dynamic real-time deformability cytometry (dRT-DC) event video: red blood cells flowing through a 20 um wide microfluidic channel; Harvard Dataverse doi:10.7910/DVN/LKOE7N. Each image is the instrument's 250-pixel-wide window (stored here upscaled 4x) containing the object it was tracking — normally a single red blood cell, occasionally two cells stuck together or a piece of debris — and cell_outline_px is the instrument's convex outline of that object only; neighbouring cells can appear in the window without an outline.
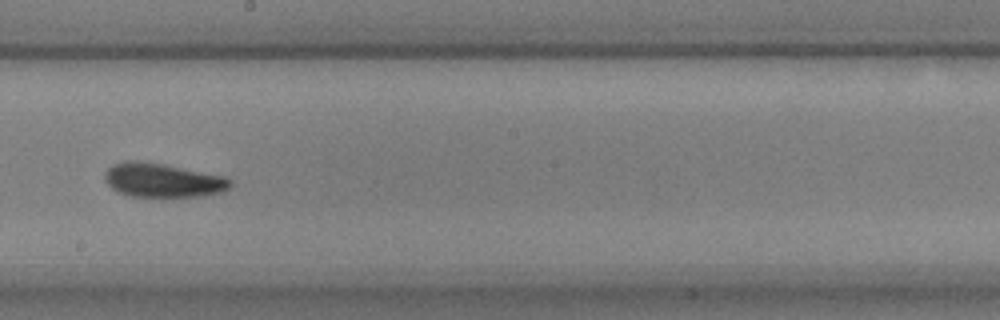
{"species": "common noctule bat (a hibernating species)", "species_latin": "Nyctalus noctula", "temperature_condition": "warm", "stored_images_in_passage": 44, "camera_frame_rate_fps": 3000, "um_per_image_px": 0.085, "animal": {"sex": "male", "body_mass_g": 17.9, "forearm_length_mm": 54.2}, "frame": {"image": 1, "passage_image": 31, "time_ms": 10.0, "image_size_px": [1000, 320], "cell_outline_px": [[232, 184], [224, 192], [204, 196], [132, 196], [120, 192], [112, 188], [104, 180], [104, 172], [112, 164], [124, 160], [132, 160], [164, 164], [224, 176], [232, 180]], "centroid_in_image_um": [13.83, 15.31], "position_along_channel_um": 234.4, "area_um2": 24.85}}
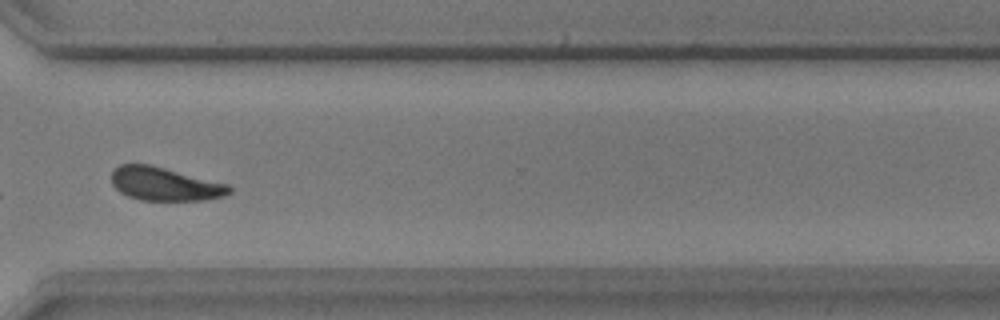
{"frame": {"image": 2, "passage_image": 41, "time_ms": 13.333, "image_size_px": [1000, 320], "cell_outline_px": [[232, 192], [224, 196], [208, 200], [140, 200], [128, 196], [120, 192], [112, 184], [112, 168], [120, 164], [152, 164], [228, 184], [232, 188]], "centroid_in_image_um": [14.01, 15.63], "position_along_channel_um": 356.6, "area_um2": 23.18}, "authors_computed_cell_mechanics": {"area_um2": 24.7095, "velocity_mm_per_s": 3.665, "shape_relaxation_time_tau1_ms": 4.8967, "shape_relaxation_time_tau2_ms": 3.0462, "deformation_change_tau1": 0.1523, "deformation_change_tau2": 0.0864}}